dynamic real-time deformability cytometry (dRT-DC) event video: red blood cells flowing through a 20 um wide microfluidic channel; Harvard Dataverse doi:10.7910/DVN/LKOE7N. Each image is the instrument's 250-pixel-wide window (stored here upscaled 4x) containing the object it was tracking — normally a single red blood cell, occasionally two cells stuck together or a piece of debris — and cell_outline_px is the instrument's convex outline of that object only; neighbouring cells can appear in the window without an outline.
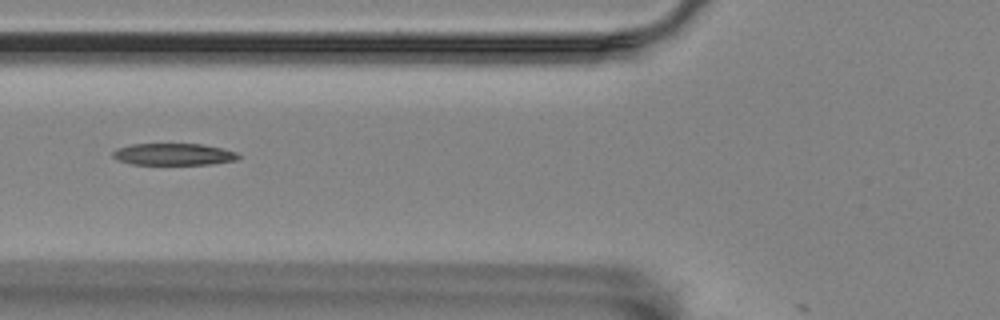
{"species": "Egyptian fruit bat (a non-hibernating species)", "species_latin": "Rousettus aegyptiacus", "temperature_condition": "room temperature", "stored_images_in_passage": 36, "camera_frame_rate_fps": 3000, "um_per_image_px": 0.085, "animal": {"sex": "female"}, "frame": {"image": 1, "passage_image": 4, "time_ms": 1.0, "image_size_px": [1000, 320], "cell_outline_px": [[240, 156], [236, 160], [208, 164], [132, 164], [120, 160], [112, 156], [112, 152], [116, 148], [132, 144], [204, 144], [236, 152]], "centroid_in_image_um": [14.74, 13.11], "position_along_channel_um": 111.1, "area_um2": 15.78}}
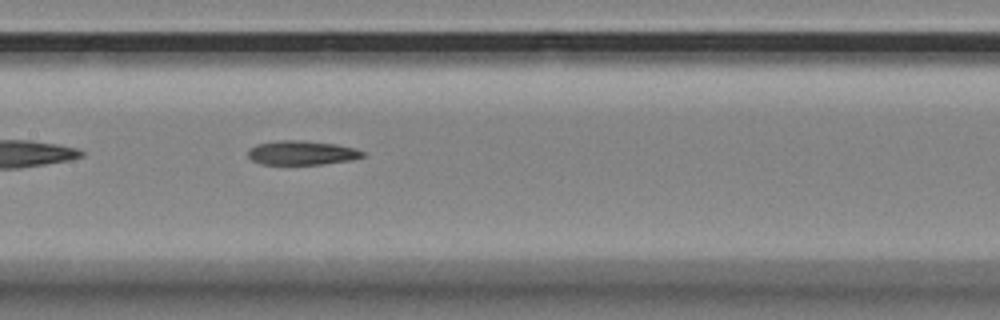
{"frame": {"image": 2, "passage_image": 10, "time_ms": 3.0, "image_size_px": [1000, 320], "cell_outline_px": [[364, 156], [352, 160], [320, 164], [260, 164], [252, 160], [248, 156], [248, 148], [256, 144], [284, 140], [300, 140], [336, 144], [356, 148], [364, 152]], "centroid_in_image_um": [25.65, 12.98], "position_along_channel_um": 181.8, "area_um2": 16.13}}
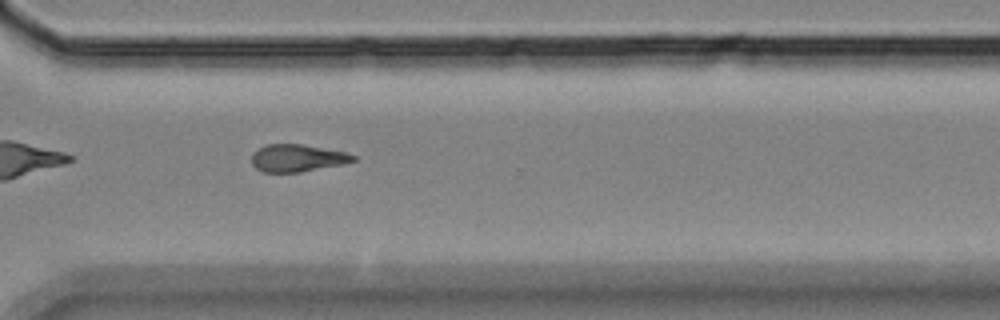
{"frame": {"image": 3, "passage_image": 24, "time_ms": 7.667, "image_size_px": [1000, 320], "cell_outline_px": [[356, 160], [344, 164], [300, 172], [264, 172], [256, 168], [252, 164], [252, 152], [268, 144], [304, 144], [344, 152], [356, 156]], "centroid_in_image_um": [25.27, 13.43], "position_along_channel_um": 345.3, "area_um2": 16.13}}